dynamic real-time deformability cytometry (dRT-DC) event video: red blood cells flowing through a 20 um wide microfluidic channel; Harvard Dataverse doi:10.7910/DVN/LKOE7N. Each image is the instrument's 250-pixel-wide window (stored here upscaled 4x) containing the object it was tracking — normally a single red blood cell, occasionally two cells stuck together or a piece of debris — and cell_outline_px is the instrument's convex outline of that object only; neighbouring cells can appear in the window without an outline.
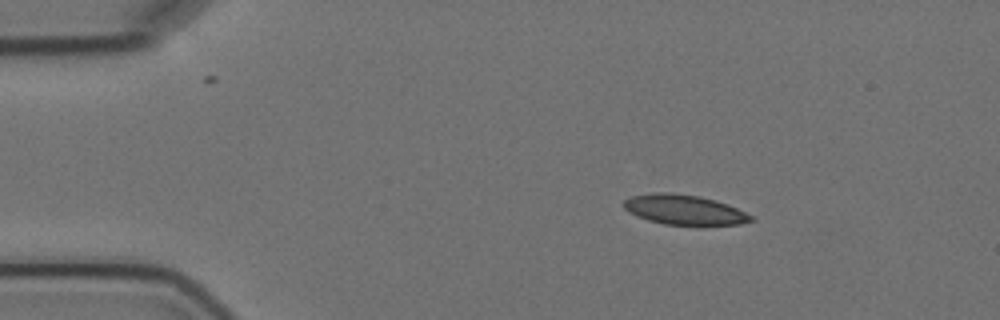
{"species": "Egyptian fruit bat (a non-hibernating species)", "species_latin": "Rousettus aegyptiacus", "temperature_condition": "cold", "stored_images_in_passage": 3, "camera_frame_rate_fps": 3000, "um_per_image_px": 0.085, "animal": {"sex": "female"}, "frame": {"image": 1, "passage_image": 2, "time_ms": 1.0, "image_size_px": [1000, 320], "cell_outline_px": [[756, 220], [740, 224], [700, 228], [664, 224], [648, 220], [628, 212], [624, 208], [624, 200], [632, 196], [652, 192], [668, 192], [700, 196], [728, 204], [752, 216]], "centroid_in_image_um": [58.21, 17.87], "position_along_channel_um": 26.8, "area_um2": 23.0}}